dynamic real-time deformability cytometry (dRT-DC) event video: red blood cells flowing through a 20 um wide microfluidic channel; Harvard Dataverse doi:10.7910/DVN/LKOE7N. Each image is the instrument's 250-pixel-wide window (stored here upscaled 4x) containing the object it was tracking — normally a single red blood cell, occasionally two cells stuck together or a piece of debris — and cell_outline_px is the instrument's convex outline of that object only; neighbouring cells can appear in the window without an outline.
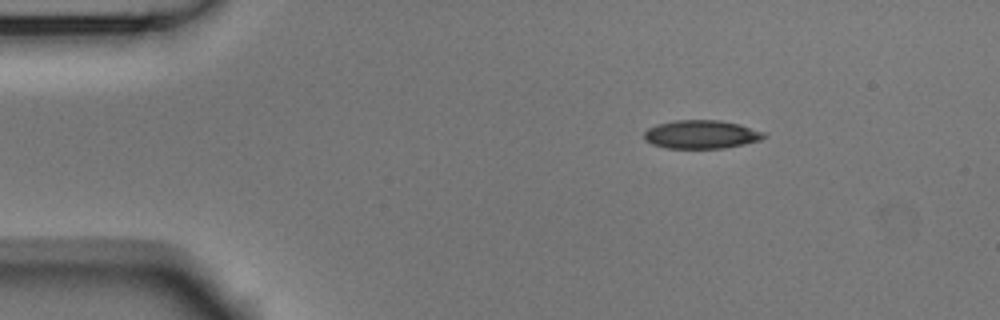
{"species": "Egyptian fruit bat (a non-hibernating species)", "species_latin": "Rousettus aegyptiacus", "temperature_condition": "room temperature", "stored_images_in_passage": 46, "camera_frame_rate_fps": 3000, "um_per_image_px": 0.085, "animal": {"sex": "male"}, "frame": {"image": 1, "passage_image": 1, "time_ms": 0.0, "image_size_px": [1000, 320], "cell_outline_px": [[768, 136], [760, 140], [744, 144], [724, 148], [668, 148], [652, 144], [644, 140], [644, 132], [648, 128], [656, 124], [672, 120], [720, 120], [740, 124], [764, 132]], "centroid_in_image_um": [59.6, 11.42], "position_along_channel_um": 25.4, "area_um2": 20.0}}
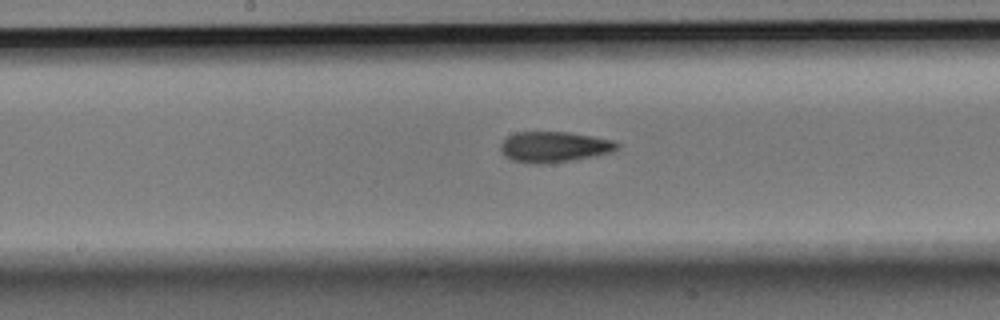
{"frame": {"image": 2, "passage_image": 20, "time_ms": 6.333, "image_size_px": [1000, 320], "cell_outline_px": [[620, 148], [612, 152], [572, 160], [544, 164], [528, 164], [512, 160], [504, 156], [500, 152], [500, 144], [508, 136], [516, 132], [568, 132], [592, 136], [612, 140], [620, 144]], "centroid_in_image_um": [47.07, 12.49], "position_along_channel_um": 201.1, "area_um2": 20.98}}
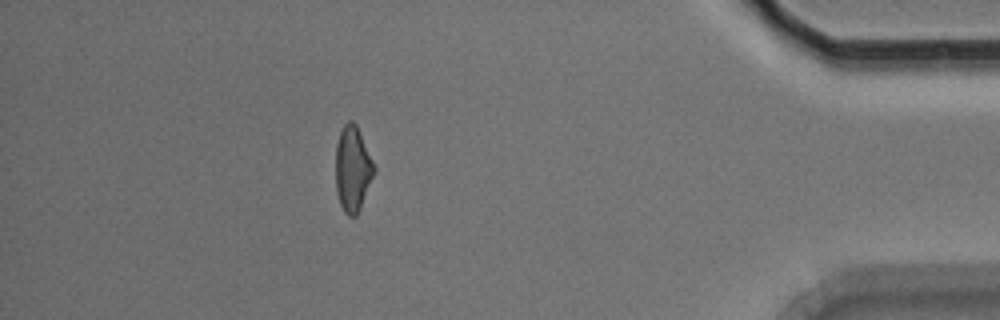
{"frame": {"image": 3, "passage_image": 40, "time_ms": 13.0, "image_size_px": [1000, 320], "cell_outline_px": [[376, 168], [360, 208], [356, 216], [348, 216], [344, 212], [340, 204], [336, 192], [336, 144], [340, 132], [344, 124], [348, 120], [352, 120], [356, 124], [376, 164]], "centroid_in_image_um": [29.98, 14.33], "position_along_channel_um": 405.2, "area_um2": 19.25}, "authors_computed_cell_mechanics": {"area_um2": 20.1433, "velocity_mm_per_s": 3.7608, "shape_relaxation_time_tau1_ms": null, "shape_relaxation_time_tau2_ms": 5.6415, "deformation_change_tau1": null, "deformation_change_tau2": 0.1426}}